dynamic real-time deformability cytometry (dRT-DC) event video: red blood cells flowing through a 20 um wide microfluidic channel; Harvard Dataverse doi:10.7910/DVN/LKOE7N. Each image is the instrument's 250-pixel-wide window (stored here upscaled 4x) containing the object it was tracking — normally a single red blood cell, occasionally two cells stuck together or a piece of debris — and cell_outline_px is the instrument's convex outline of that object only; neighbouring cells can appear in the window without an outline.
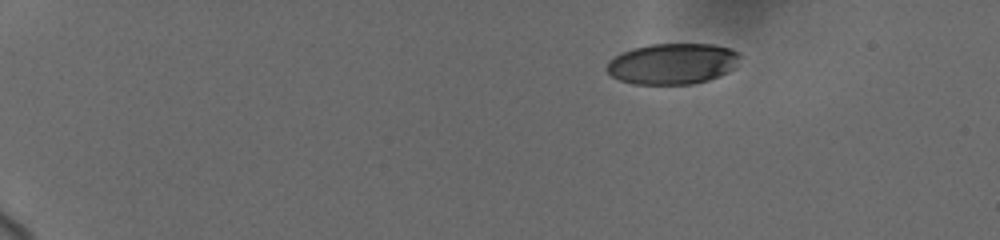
{"species": "human", "species_latin": "Homo sapiens", "temperature_condition": "cold", "stored_images_in_passage": 18, "camera_frame_rate_fps": 3000, "um_per_image_px": 0.085, "donor": {"sex": "female"}, "frame": {"image": 1, "passage_image": 1, "time_ms": 0.0, "image_size_px": [1000, 240], "cell_outline_px": [[740, 56], [732, 68], [728, 72], [708, 80], [692, 84], [632, 84], [620, 80], [612, 76], [604, 68], [608, 60], [632, 48], [652, 44], [712, 44], [728, 48], [736, 52]], "centroid_in_image_um": [57.11, 5.42], "position_along_channel_um": 27.9, "area_um2": 31.56}}
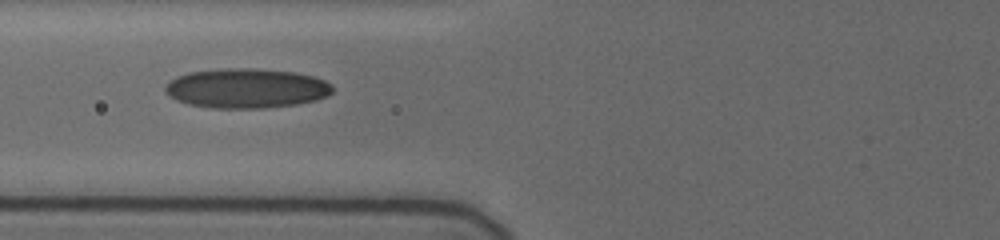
{"frame": {"image": 2, "passage_image": 13, "time_ms": 5.333, "image_size_px": [1000, 240], "cell_outline_px": [[332, 92], [328, 96], [316, 100], [296, 104], [264, 108], [212, 108], [188, 104], [176, 100], [168, 96], [164, 92], [164, 88], [176, 76], [188, 72], [224, 68], [256, 68], [296, 72], [312, 76], [324, 80], [332, 84]], "centroid_in_image_um": [20.94, 7.5], "position_along_channel_um": 104.9, "area_um2": 38.9}}
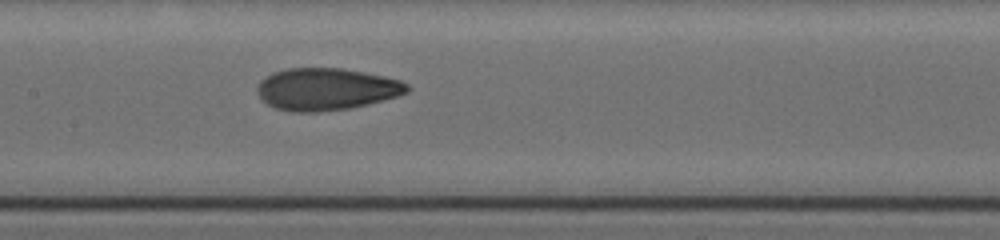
{"frame": {"image": 3, "passage_image": 18, "time_ms": 7.333, "image_size_px": [1000, 240], "cell_outline_px": [[412, 88], [408, 92], [396, 96], [368, 104], [348, 108], [316, 112], [288, 112], [276, 108], [260, 100], [256, 88], [260, 80], [272, 72], [288, 68], [344, 68], [384, 76], [400, 80], [408, 84]], "centroid_in_image_um": [27.71, 7.57], "position_along_channel_um": 179.7, "area_um2": 36.99}}